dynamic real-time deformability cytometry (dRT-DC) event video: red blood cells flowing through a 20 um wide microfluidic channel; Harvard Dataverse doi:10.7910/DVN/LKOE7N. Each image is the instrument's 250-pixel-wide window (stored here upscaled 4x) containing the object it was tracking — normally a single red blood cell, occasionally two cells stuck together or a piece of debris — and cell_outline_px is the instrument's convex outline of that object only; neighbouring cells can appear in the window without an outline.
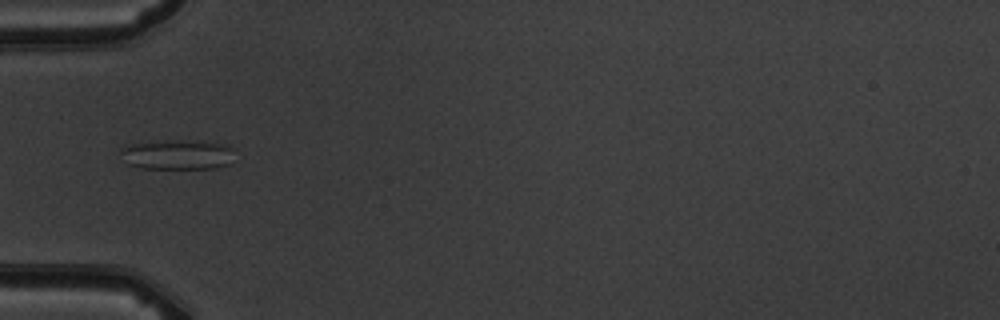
{"species": "common noctule bat (a hibernating species)", "species_latin": "Nyctalus noctula", "temperature_condition": "warm", "stored_images_in_passage": 5, "camera_frame_rate_fps": 3000, "um_per_image_px": 0.085, "animal": {"sex": "male", "body_mass_g": 19.5, "forearm_length_mm": 54.6}, "frame": {"image": 1, "passage_image": 1, "time_ms": 0.0, "image_size_px": [1000, 320], "cell_outline_px": [[232, 148], [228, 164], [216, 168], [144, 168], [128, 164], [120, 152], [120, 148], [132, 144], [224, 144]], "centroid_in_image_um": [15.04, 13.23], "position_along_channel_um": 70.0, "area_um2": 17.8}}
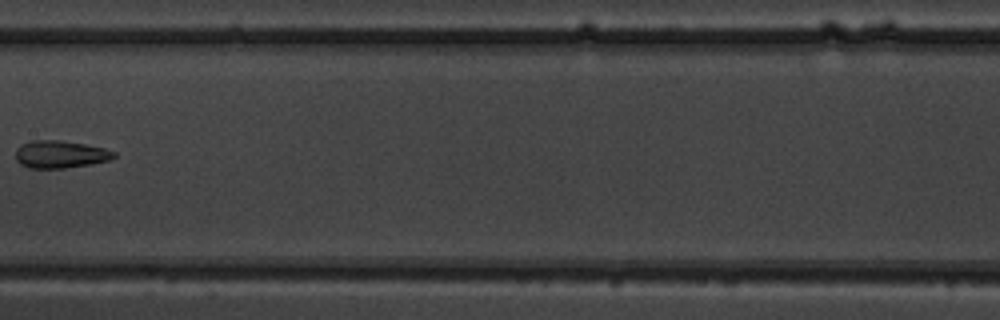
{"frame": {"image": 2, "passage_image": 4, "time_ms": 3.333, "image_size_px": [1000, 320], "cell_outline_px": [[116, 156], [108, 160], [92, 164], [64, 168], [28, 168], [20, 164], [16, 160], [16, 148], [20, 144], [32, 140], [60, 140], [84, 144], [104, 148], [116, 152]], "centroid_in_image_um": [5.1, 13.11], "position_along_channel_um": 202.3, "area_um2": 15.84}}
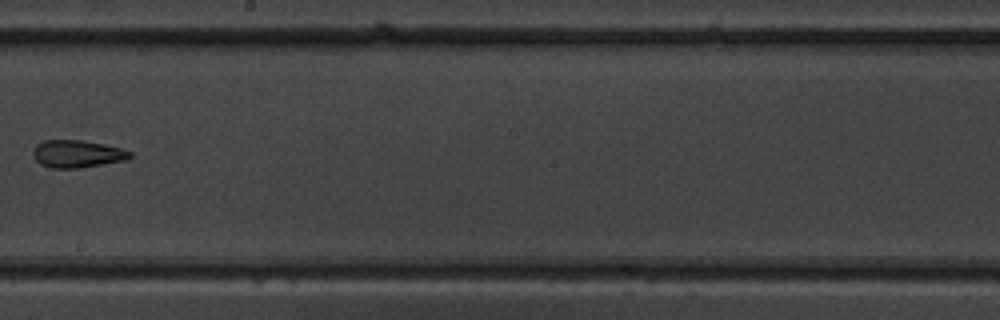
{"frame": {"image": 3, "passage_image": 5, "time_ms": 4.333, "image_size_px": [1000, 320], "cell_outline_px": [[132, 156], [128, 160], [76, 168], [48, 168], [40, 164], [32, 156], [32, 152], [36, 144], [44, 140], [80, 140], [104, 144], [120, 148], [132, 152]], "centroid_in_image_um": [6.54, 13.08], "position_along_channel_um": 241.7, "area_um2": 15.61}}